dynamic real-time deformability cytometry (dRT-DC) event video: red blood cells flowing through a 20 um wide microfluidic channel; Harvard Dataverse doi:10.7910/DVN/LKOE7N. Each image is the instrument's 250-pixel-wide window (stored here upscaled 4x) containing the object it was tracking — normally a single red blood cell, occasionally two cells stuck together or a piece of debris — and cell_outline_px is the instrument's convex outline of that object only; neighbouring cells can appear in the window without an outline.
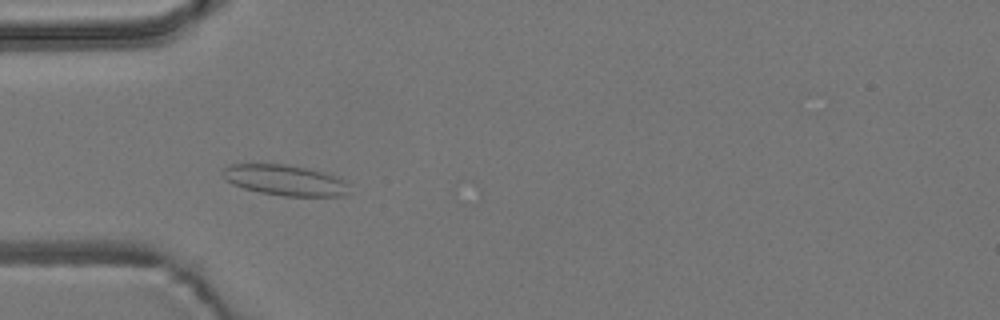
{"species": "common noctule bat (a hibernating species)", "species_latin": "Nyctalus noctula", "temperature_condition": "room temperature", "stored_images_in_passage": 6, "camera_frame_rate_fps": 3000, "um_per_image_px": 0.085, "animal": {"sex": "male", "body_mass_g": 19.2, "forearm_length_mm": 51.8}, "frame": {"image": 1, "passage_image": 5, "time_ms": 1.333, "image_size_px": [1000, 320], "cell_outline_px": [[344, 196], [284, 196], [260, 192], [244, 188], [232, 184], [224, 180], [224, 168], [232, 164], [284, 164], [308, 168], [324, 172], [336, 176], [344, 180]], "centroid_in_image_um": [24.17, 15.31], "position_along_channel_um": 60.8, "area_um2": 22.2}}
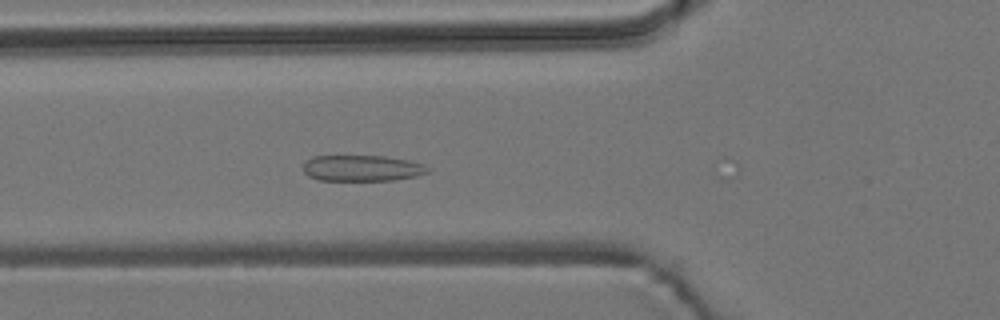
{"frame": {"image": 2, "passage_image": 6, "time_ms": 1.667, "image_size_px": [1000, 320], "cell_outline_px": [[432, 172], [416, 176], [392, 180], [320, 180], [308, 176], [304, 172], [304, 160], [312, 156], [384, 156], [408, 160], [424, 164], [432, 168]], "centroid_in_image_um": [30.81, 14.29], "position_along_channel_um": 95.0, "area_um2": 19.07}}